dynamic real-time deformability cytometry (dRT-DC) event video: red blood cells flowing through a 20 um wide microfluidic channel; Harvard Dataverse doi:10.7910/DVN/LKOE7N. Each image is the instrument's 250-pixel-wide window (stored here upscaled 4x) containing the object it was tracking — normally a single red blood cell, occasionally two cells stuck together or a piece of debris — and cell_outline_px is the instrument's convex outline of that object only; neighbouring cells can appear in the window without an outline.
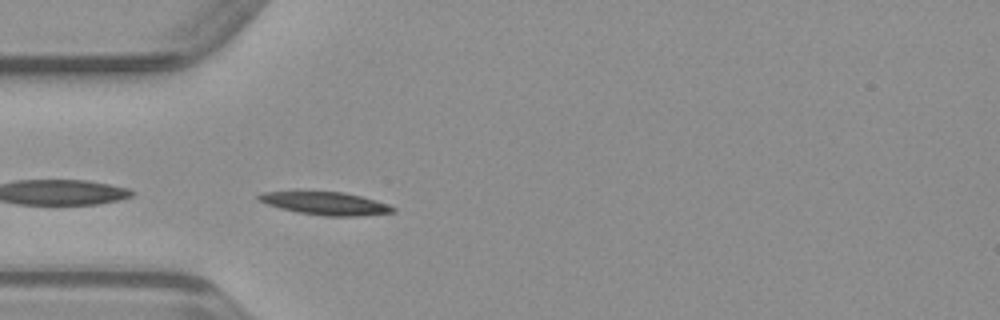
{"species": "common noctule bat (a hibernating species)", "species_latin": "Nyctalus noctula", "temperature_condition": "warm", "stored_images_in_passage": 36, "camera_frame_rate_fps": 3000, "um_per_image_px": 0.085, "animal": {"sex": "male", "body_mass_g": 23.1, "forearm_length_mm": 52.7}, "frame": {"image": 1, "passage_image": 1, "time_ms": 0.0, "image_size_px": [1000, 320], "cell_outline_px": [[396, 212], [360, 216], [324, 216], [296, 212], [280, 208], [256, 200], [256, 196], [264, 192], [344, 192], [376, 200], [388, 204], [396, 208]], "centroid_in_image_um": [27.7, 17.3], "position_along_channel_um": 57.3, "area_um2": 17.86}}
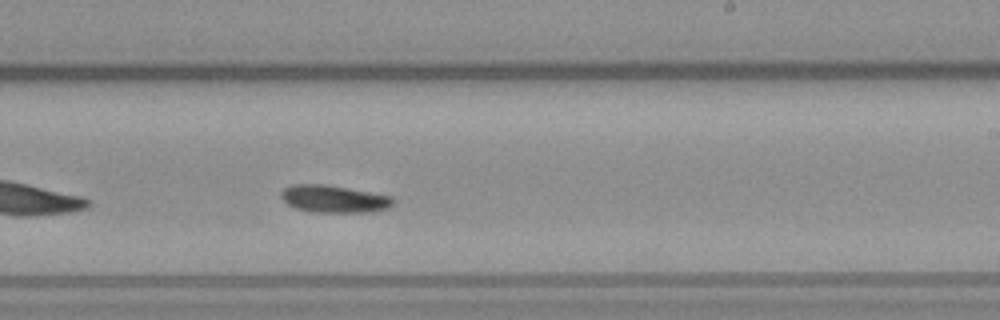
{"frame": {"image": 2, "passage_image": 16, "time_ms": 5.0, "image_size_px": [1000, 320], "cell_outline_px": [[396, 204], [388, 208], [372, 212], [312, 212], [296, 208], [288, 204], [280, 196], [280, 192], [284, 188], [292, 184], [324, 184], [392, 196], [396, 200]], "centroid_in_image_um": [28.42, 16.91], "position_along_channel_um": 260.6, "area_um2": 17.98}}
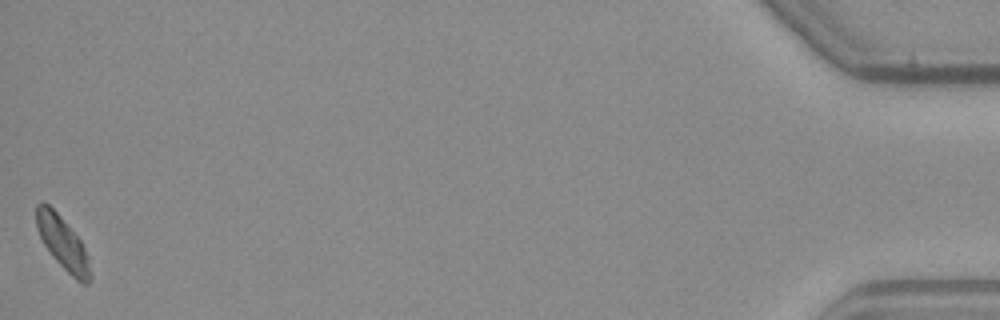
{"frame": {"image": 3, "passage_image": 36, "time_ms": 11.667, "image_size_px": [1000, 320], "cell_outline_px": [[92, 276], [88, 284], [84, 284], [76, 280], [52, 256], [44, 244], [36, 228], [36, 204], [40, 200], [48, 204], [56, 212], [80, 240], [84, 248]], "centroid_in_image_um": [5.3, 20.65], "position_along_channel_um": 429.9, "area_um2": 16.24}}